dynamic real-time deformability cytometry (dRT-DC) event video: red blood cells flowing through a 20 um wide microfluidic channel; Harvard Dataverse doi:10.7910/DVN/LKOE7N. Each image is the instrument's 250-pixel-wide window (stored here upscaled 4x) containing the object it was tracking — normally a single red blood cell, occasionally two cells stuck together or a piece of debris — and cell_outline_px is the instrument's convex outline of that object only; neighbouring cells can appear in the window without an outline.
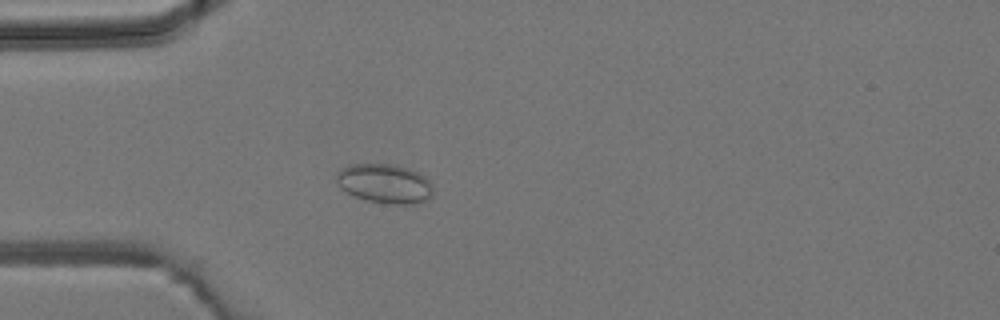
{"species": "common noctule bat (a hibernating species)", "species_latin": "Nyctalus noctula", "temperature_condition": "room temperature", "stored_images_in_passage": 4, "camera_frame_rate_fps": 3000, "um_per_image_px": 0.085, "animal": {"sex": "male", "body_mass_g": 19.2, "forearm_length_mm": 51.8}, "frame": {"image": 1, "passage_image": 4, "time_ms": 3.667, "image_size_px": [1000, 320], "cell_outline_px": [[432, 196], [428, 200], [412, 204], [384, 204], [368, 200], [356, 196], [340, 188], [336, 180], [336, 172], [340, 168], [352, 164], [396, 164], [408, 168], [424, 176], [432, 184]], "centroid_in_image_um": [32.7, 15.6], "position_along_channel_um": 52.3, "area_um2": 22.25}}